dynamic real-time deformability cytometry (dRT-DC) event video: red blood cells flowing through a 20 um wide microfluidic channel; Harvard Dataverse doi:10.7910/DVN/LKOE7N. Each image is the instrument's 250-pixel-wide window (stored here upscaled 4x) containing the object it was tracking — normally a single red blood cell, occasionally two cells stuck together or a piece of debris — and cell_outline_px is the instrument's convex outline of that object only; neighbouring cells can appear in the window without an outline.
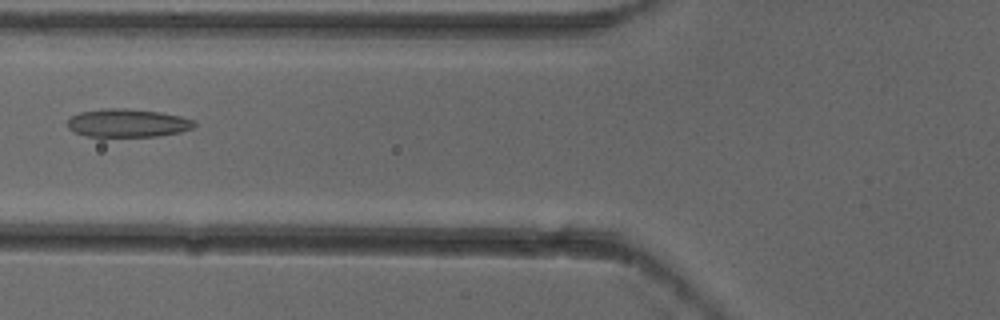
{"species": "common noctule bat (a hibernating species)", "species_latin": "Nyctalus noctula", "temperature_condition": "cold", "stored_images_in_passage": 3, "camera_frame_rate_fps": 3000, "um_per_image_px": 0.085, "animal": {"sex": "female"}, "frame": {"image": 1, "passage_image": 2, "time_ms": 0.333, "image_size_px": [1000, 320], "cell_outline_px": [[196, 124], [192, 128], [180, 132], [156, 136], [84, 136], [68, 128], [68, 120], [72, 116], [80, 112], [108, 108], [124, 108], [160, 112], [180, 116], [196, 120]], "centroid_in_image_um": [10.87, 10.45], "position_along_channel_um": 114.9, "area_um2": 20.69}}
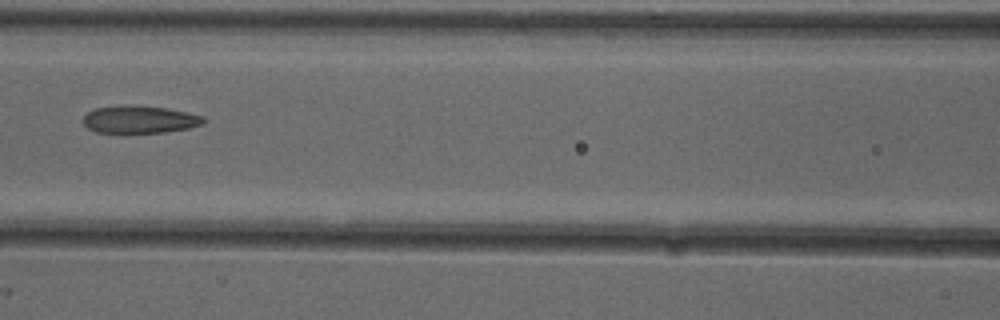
{"frame": {"image": 2, "passage_image": 3, "time_ms": 0.667, "image_size_px": [1000, 320], "cell_outline_px": [[208, 120], [204, 124], [188, 128], [164, 132], [124, 136], [96, 132], [88, 128], [84, 124], [84, 116], [88, 112], [96, 108], [124, 104], [132, 104], [164, 108], [204, 116]], "centroid_in_image_um": [11.84, 10.2], "position_along_channel_um": 154.8, "area_um2": 20.23}}